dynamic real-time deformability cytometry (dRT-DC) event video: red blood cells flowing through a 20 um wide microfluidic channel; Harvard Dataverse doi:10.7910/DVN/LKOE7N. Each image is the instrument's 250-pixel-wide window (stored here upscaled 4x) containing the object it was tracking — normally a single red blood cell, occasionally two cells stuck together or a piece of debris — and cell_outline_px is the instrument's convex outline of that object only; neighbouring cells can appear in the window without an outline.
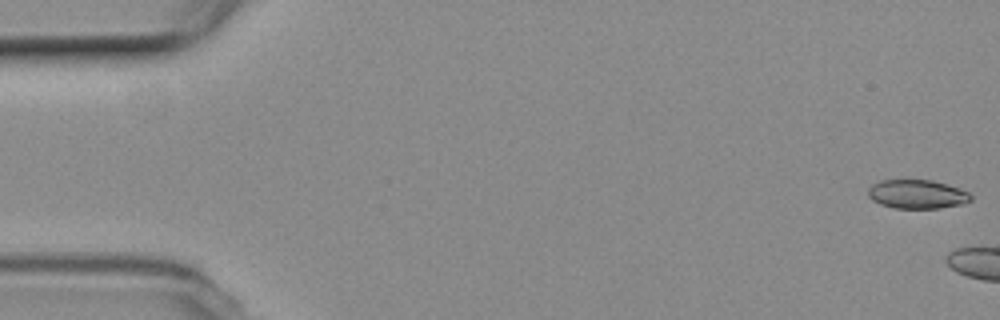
{"species": "common noctule bat (a hibernating species)", "species_latin": "Nyctalus noctula", "temperature_condition": "room temperature", "stored_images_in_passage": 5, "camera_frame_rate_fps": 3000, "um_per_image_px": 0.085, "animal": {"sex": "female", "body_mass_g": 19.3, "forearm_length_mm": 54.1}, "frame": {"image": 1, "passage_image": 1, "time_ms": 0.0, "image_size_px": [1000, 320], "cell_outline_px": [[972, 200], [960, 204], [940, 208], [896, 208], [880, 204], [872, 200], [868, 196], [868, 188], [872, 184], [880, 180], [932, 180], [968, 192], [972, 196]], "centroid_in_image_um": [77.91, 16.51], "position_along_channel_um": 7.1, "area_um2": 17.11}}